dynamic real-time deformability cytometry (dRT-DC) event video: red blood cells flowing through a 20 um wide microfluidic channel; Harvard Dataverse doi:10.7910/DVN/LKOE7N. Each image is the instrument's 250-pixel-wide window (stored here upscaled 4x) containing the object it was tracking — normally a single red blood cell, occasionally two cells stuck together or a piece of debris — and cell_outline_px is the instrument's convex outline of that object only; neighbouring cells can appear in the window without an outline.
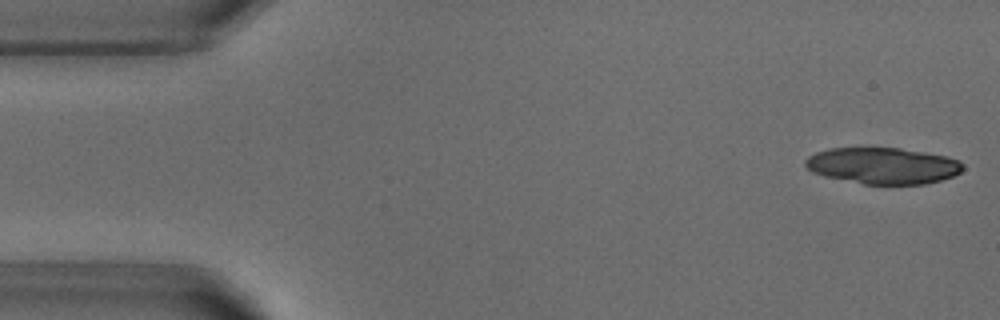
{"species": "common noctule bat (a hibernating species)", "species_latin": "Nyctalus noctula", "temperature_condition": "warm", "stored_images_in_passage": 53, "camera_frame_rate_fps": 3000, "um_per_image_px": 0.085, "animal": {"sex": "male", "body_mass_g": 18.8}, "frame": {"image": 1, "passage_image": 1, "time_ms": 0.0, "image_size_px": [1000, 320], "cell_outline_px": [[964, 168], [960, 172], [952, 176], [940, 180], [924, 184], [864, 184], [824, 176], [812, 172], [804, 164], [804, 160], [808, 156], [816, 152], [828, 148], [900, 148], [948, 156], [964, 164]], "centroid_in_image_um": [75.03, 14.08], "position_along_channel_um": 10.0, "area_um2": 33.35}}
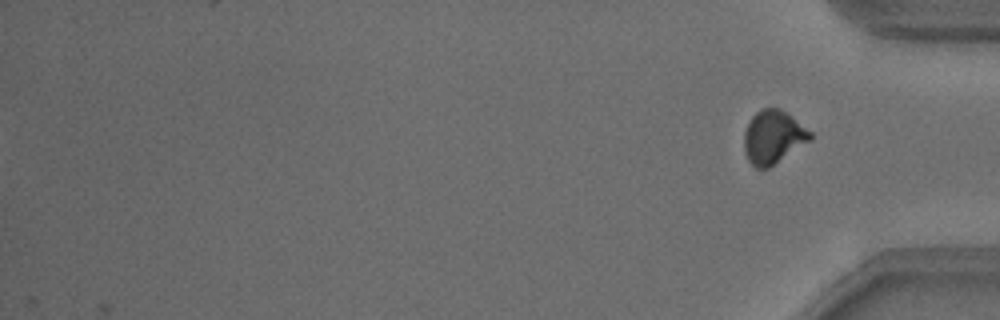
{"frame": {"image": 2, "passage_image": 53, "time_ms": 17.333, "image_size_px": [1000, 320], "cell_outline_px": [[812, 140], [768, 168], [756, 168], [748, 160], [744, 148], [744, 132], [752, 116], [756, 112], [764, 108], [780, 108], [788, 112], [812, 132]], "centroid_in_image_um": [65.75, 11.63], "position_along_channel_um": 369.5, "area_um2": 20.63}, "authors_computed_cell_mechanics": {"area_um2": 22.0218, "velocity_mm_per_s": 3.8288, "shape_relaxation_time_tau1_ms": 3.8381, "shape_relaxation_time_tau2_ms": 1.7715, "deformation_change_tau1": 0.1389, "deformation_change_tau2": 0.0736}}